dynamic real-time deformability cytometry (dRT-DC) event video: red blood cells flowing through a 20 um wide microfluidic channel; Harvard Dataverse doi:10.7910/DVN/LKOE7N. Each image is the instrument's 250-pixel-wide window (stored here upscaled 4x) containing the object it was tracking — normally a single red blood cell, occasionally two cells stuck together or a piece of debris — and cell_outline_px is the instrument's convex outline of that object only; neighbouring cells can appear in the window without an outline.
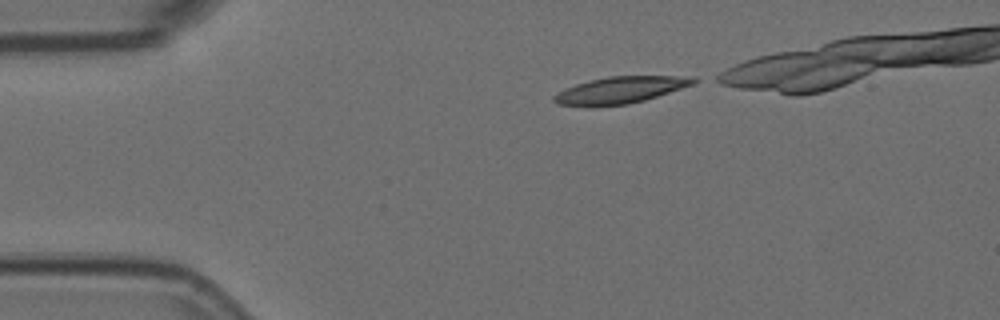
{"species": "Egyptian fruit bat (a non-hibernating species)", "species_latin": "Rousettus aegyptiacus", "temperature_condition": "room temperature", "stored_images_in_passage": 3, "camera_frame_rate_fps": 3000, "um_per_image_px": 0.085, "animal": {"sex": "female"}, "frame": {"image": 1, "passage_image": 1, "time_ms": 0.0, "image_size_px": [1000, 320], "cell_outline_px": [[704, 80], [696, 84], [644, 100], [628, 104], [588, 108], [556, 104], [552, 100], [552, 96], [564, 88], [576, 84], [608, 76], [696, 76]], "centroid_in_image_um": [52.75, 7.67], "position_along_channel_um": 32.2, "area_um2": 22.43}}